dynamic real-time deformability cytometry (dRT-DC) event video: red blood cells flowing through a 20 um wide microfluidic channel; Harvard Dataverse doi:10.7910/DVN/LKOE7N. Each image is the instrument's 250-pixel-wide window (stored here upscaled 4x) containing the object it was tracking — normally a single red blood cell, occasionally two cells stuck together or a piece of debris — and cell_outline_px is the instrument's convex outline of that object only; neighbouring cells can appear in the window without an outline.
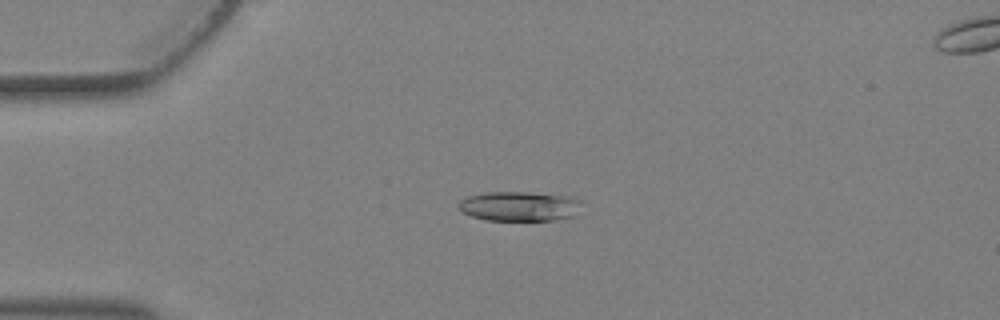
{"species": "Egyptian fruit bat (a non-hibernating species)", "species_latin": "Rousettus aegyptiacus", "temperature_condition": "warm", "stored_images_in_passage": 4, "camera_frame_rate_fps": 3000, "um_per_image_px": 0.085, "animal": {"sex": "female"}, "frame": {"image": 1, "passage_image": 3, "time_ms": 0.667, "image_size_px": [1000, 320], "cell_outline_px": [[584, 200], [576, 216], [556, 220], [484, 220], [460, 212], [456, 204], [460, 200], [468, 196], [488, 192], [528, 192], [572, 196]], "centroid_in_image_um": [44.19, 17.53], "position_along_channel_um": 40.8, "area_um2": 21.79}}